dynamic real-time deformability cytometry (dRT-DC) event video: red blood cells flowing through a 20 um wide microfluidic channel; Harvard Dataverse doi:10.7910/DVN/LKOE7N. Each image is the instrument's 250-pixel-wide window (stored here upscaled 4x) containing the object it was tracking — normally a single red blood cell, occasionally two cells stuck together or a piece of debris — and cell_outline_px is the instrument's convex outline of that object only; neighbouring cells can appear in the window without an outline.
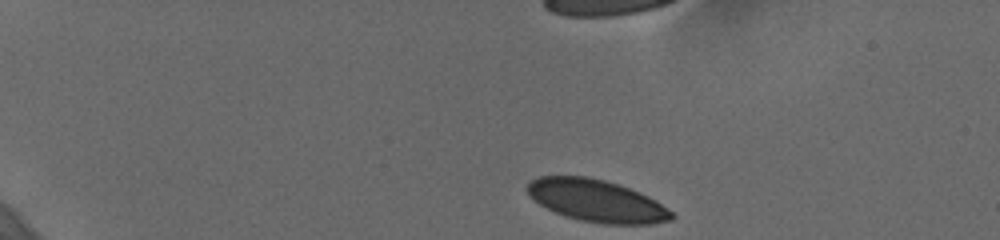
{"species": "human", "species_latin": "Homo sapiens", "temperature_condition": "cold", "stored_images_in_passage": 40, "camera_frame_rate_fps": 3000, "um_per_image_px": 0.085, "donor": {"sex": "female"}, "frame": {"image": 1, "passage_image": 1, "time_ms": 0.0, "image_size_px": [1000, 240], "cell_outline_px": [[676, 216], [672, 220], [652, 224], [604, 224], [580, 220], [556, 212], [532, 200], [528, 192], [528, 180], [536, 176], [588, 176], [604, 180], [640, 192], [648, 196], [672, 212]], "centroid_in_image_um": [50.7, 17.06], "position_along_channel_um": 34.3, "area_um2": 35.26}}